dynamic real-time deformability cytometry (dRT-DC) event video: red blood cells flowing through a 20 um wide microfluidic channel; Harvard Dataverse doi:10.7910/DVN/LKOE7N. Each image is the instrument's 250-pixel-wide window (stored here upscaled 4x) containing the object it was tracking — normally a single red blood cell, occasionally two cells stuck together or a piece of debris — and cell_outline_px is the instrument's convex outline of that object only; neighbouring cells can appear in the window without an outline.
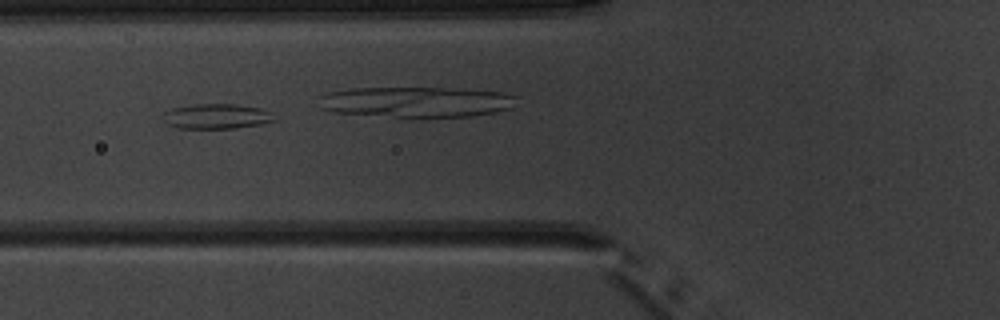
{"species": "common noctule bat (a hibernating species)", "species_latin": "Nyctalus noctula", "temperature_condition": "warm", "stored_images_in_passage": 8, "camera_frame_rate_fps": 3000, "um_per_image_px": 0.085, "animal": {"sex": "male", "body_mass_g": 20.1, "forearm_length_mm": 53.5}, "frame": {"image": 1, "passage_image": 7, "time_ms": 6.667, "image_size_px": [1000, 320], "cell_outline_px": [[276, 120], [260, 124], [232, 128], [180, 128], [168, 124], [164, 120], [164, 112], [172, 108], [192, 104], [236, 104], [260, 108], [272, 112]], "centroid_in_image_um": [18.42, 9.87], "position_along_channel_um": 107.4, "area_um2": 16.13}}